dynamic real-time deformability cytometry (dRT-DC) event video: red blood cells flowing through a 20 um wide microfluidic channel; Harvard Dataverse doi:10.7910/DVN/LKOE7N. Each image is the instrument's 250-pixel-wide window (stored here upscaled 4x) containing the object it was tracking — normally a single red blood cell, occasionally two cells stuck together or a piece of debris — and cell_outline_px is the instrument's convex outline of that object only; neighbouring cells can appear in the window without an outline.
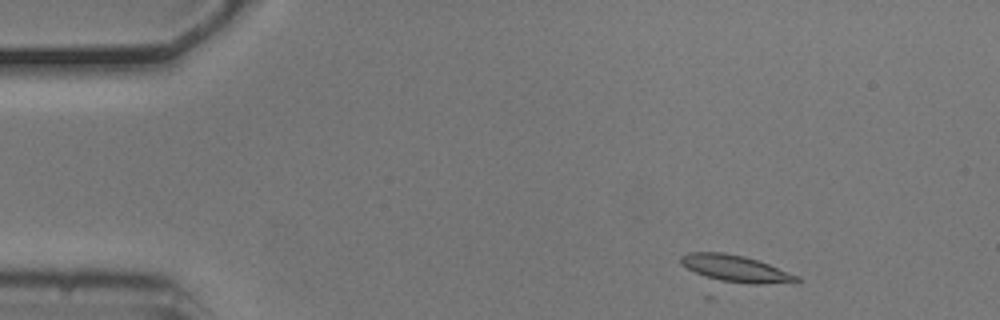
{"species": "common noctule bat (a hibernating species)", "species_latin": "Nyctalus noctula", "temperature_condition": "cold", "stored_images_in_passage": 51, "camera_frame_rate_fps": 3000, "um_per_image_px": 0.085, "animal": {"sex": "male", "body_mass_g": 20.5, "forearm_length_mm": 52.5}, "frame": {"image": 1, "passage_image": 3, "time_ms": 0.667, "image_size_px": [1000, 320], "cell_outline_px": [[800, 280], [796, 284], [752, 284], [712, 280], [680, 264], [680, 256], [688, 252], [724, 252], [744, 256], [768, 264], [800, 276]], "centroid_in_image_um": [62.57, 22.85], "position_along_channel_um": 22.4, "area_um2": 18.38}}
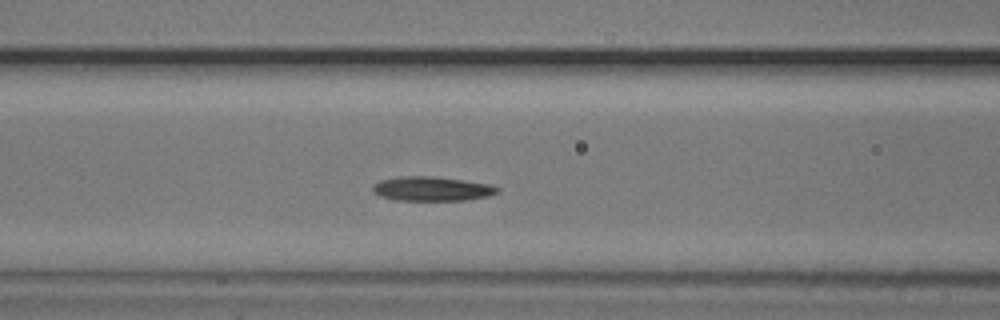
{"frame": {"image": 2, "passage_image": 18, "time_ms": 5.667, "image_size_px": [1000, 320], "cell_outline_px": [[500, 192], [488, 196], [464, 200], [392, 200], [380, 196], [372, 192], [372, 184], [380, 180], [400, 176], [432, 176], [464, 180], [488, 184], [500, 188]], "centroid_in_image_um": [36.67, 16.04], "position_along_channel_um": 129.9, "area_um2": 17.8}}
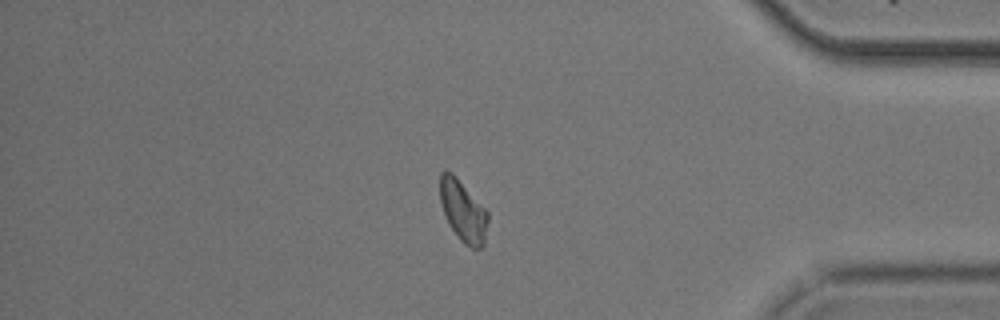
{"frame": {"image": 3, "passage_image": 42, "time_ms": 13.667, "image_size_px": [1000, 320], "cell_outline_px": [[488, 220], [484, 244], [480, 248], [472, 248], [464, 244], [460, 240], [448, 224], [440, 200], [440, 172], [444, 168], [452, 172], [456, 176], [488, 212]], "centroid_in_image_um": [39.34, 17.92], "position_along_channel_um": 395.9, "area_um2": 17.11}, "authors_computed_cell_mechanics": {"area_um2": 17.34, "velocity_mm_per_s": 3.6975, "shape_relaxation_time_tau1_ms": 2.2933, "shape_relaxation_time_tau2_ms": 10.2231, "deformation_change_tau1": 0.1293, "deformation_change_tau2": 0.1967}}